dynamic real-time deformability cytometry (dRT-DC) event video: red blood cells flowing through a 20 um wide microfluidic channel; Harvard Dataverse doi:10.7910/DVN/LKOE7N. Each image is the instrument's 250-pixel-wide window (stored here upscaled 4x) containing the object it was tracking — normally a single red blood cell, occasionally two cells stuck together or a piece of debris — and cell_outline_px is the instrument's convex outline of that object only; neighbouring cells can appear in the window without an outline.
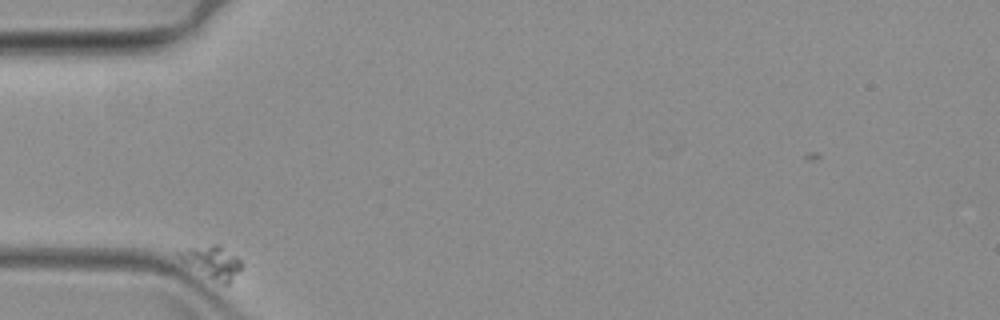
{"species": "common noctule bat (a hibernating species)", "species_latin": "Nyctalus noctula", "temperature_condition": "warm", "stored_images_in_passage": 46, "camera_frame_rate_fps": 3000, "um_per_image_px": 0.085, "animal": {"sex": "female", "body_mass_g": 19.3, "forearm_length_mm": 54.1}, "frame": {"image": 1, "passage_image": 1, "time_ms": 0.0, "image_size_px": [1000, 320], "cell_outline_px": [[240, 268], [232, 280], [228, 284], [224, 284], [208, 276], [180, 260], [176, 256], [176, 252], [188, 248], [212, 244], [220, 244], [236, 256], [240, 260]], "centroid_in_image_um": [18.02, 22.23], "position_along_channel_um": 67.0, "area_um2": 11.44}}
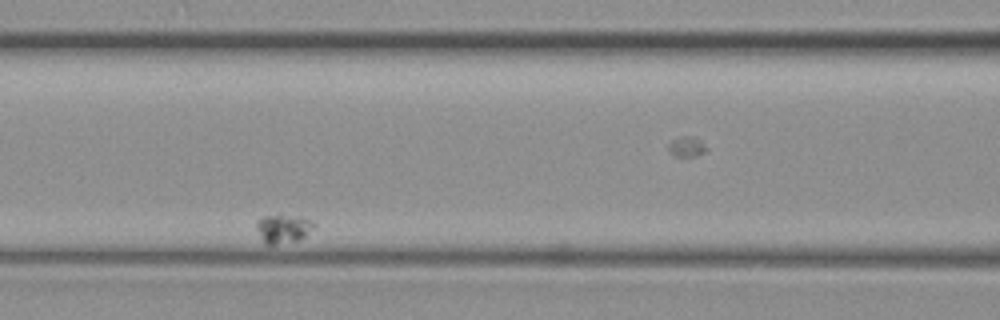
{"frame": {"image": 2, "passage_image": 14, "time_ms": 4.333, "image_size_px": [1000, 320], "cell_outline_px": [[316, 224], [304, 236], [296, 240], [276, 244], [264, 244], [256, 228], [256, 220], [260, 216], [280, 212], [300, 216], [312, 220]], "centroid_in_image_um": [24.02, 19.35], "position_along_channel_um": 142.6, "area_um2": 10.0}}
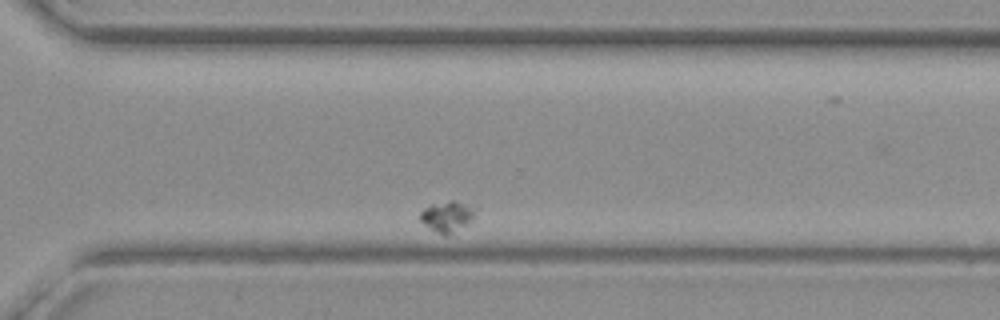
{"frame": {"image": 3, "passage_image": 40, "time_ms": 13.0, "image_size_px": [1000, 320], "cell_outline_px": [[476, 208], [472, 220], [468, 224], [448, 236], [444, 236], [424, 224], [420, 220], [420, 212], [424, 208], [432, 204], [452, 200], [456, 200], [476, 204]], "centroid_in_image_um": [38.08, 18.37], "position_along_channel_um": 332.5, "area_um2": 10.17}}